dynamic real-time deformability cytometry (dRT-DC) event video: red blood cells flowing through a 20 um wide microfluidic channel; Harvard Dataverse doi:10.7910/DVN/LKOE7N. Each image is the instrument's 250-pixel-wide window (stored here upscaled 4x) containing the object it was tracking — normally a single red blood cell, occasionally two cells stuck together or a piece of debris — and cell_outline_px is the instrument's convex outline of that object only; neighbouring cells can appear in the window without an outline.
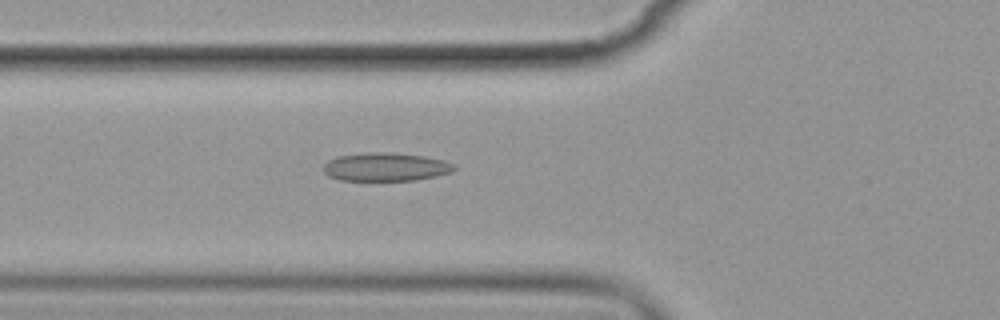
{"species": "common noctule bat (a hibernating species)", "species_latin": "Nyctalus noctula", "temperature_condition": "cold", "stored_images_in_passage": 2, "camera_frame_rate_fps": 3000, "um_per_image_px": 0.085, "animal": {"sex": "female", "body_mass_g": 19.9}, "frame": {"image": 1, "passage_image": 2, "time_ms": 1.0, "image_size_px": [1000, 320], "cell_outline_px": [[456, 168], [452, 172], [436, 176], [416, 180], [340, 180], [328, 176], [324, 172], [324, 164], [328, 160], [336, 156], [368, 152], [376, 152], [424, 156], [444, 160], [452, 164]], "centroid_in_image_um": [32.76, 14.19], "position_along_channel_um": 93.0, "area_um2": 21.44}}